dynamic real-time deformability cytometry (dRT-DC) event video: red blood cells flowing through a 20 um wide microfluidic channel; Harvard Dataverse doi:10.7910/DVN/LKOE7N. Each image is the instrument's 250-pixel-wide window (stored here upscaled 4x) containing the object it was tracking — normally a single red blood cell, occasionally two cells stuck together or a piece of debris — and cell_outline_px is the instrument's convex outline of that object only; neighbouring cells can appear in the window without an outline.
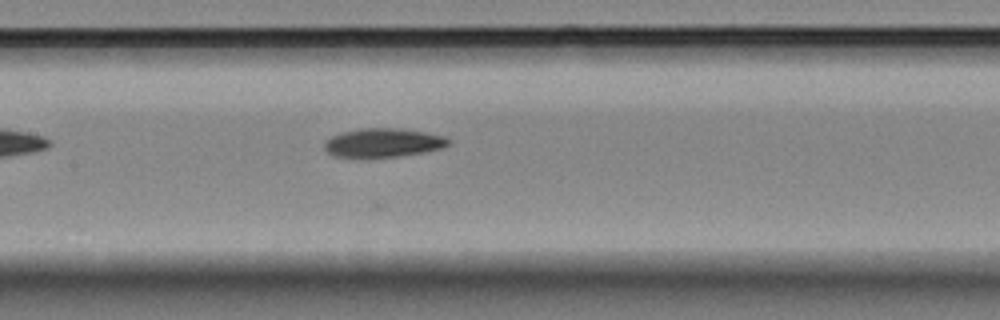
{"species": "Egyptian fruit bat (a non-hibernating species)", "species_latin": "Rousettus aegyptiacus", "temperature_condition": "room temperature", "stored_images_in_passage": 6, "camera_frame_rate_fps": 3000, "um_per_image_px": 0.085, "animal": {"sex": "female"}, "frame": {"image": 1, "passage_image": 6, "time_ms": 1.667, "image_size_px": [1000, 320], "cell_outline_px": [[452, 144], [444, 148], [424, 152], [400, 156], [368, 160], [356, 160], [332, 156], [324, 148], [324, 144], [332, 136], [340, 132], [360, 128], [396, 128], [424, 132], [448, 136], [452, 140]], "centroid_in_image_um": [32.57, 12.18], "position_along_channel_um": 174.8, "area_um2": 21.96}}